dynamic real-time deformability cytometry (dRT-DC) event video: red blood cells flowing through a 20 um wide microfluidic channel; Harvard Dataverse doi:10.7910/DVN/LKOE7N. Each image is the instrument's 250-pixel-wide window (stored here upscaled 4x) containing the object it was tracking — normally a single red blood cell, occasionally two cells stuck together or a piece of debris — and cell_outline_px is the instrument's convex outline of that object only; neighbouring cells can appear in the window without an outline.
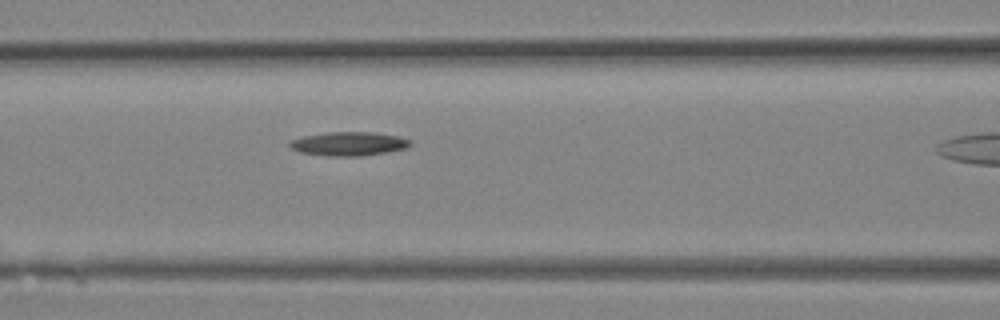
{"species": "Egyptian fruit bat (a non-hibernating species)", "species_latin": "Rousettus aegyptiacus", "temperature_condition": "room temperature", "stored_images_in_passage": 9, "camera_frame_rate_fps": 3000, "um_per_image_px": 0.085, "animal": {"sex": "female"}, "frame": {"image": 1, "passage_image": 8, "time_ms": 2.333, "image_size_px": [1000, 320], "cell_outline_px": [[412, 144], [408, 148], [388, 152], [364, 156], [328, 156], [300, 152], [288, 148], [288, 140], [304, 136], [328, 132], [372, 132], [400, 136], [412, 140]], "centroid_in_image_um": [29.66, 12.22], "position_along_channel_um": 136.9, "area_um2": 17.11}}